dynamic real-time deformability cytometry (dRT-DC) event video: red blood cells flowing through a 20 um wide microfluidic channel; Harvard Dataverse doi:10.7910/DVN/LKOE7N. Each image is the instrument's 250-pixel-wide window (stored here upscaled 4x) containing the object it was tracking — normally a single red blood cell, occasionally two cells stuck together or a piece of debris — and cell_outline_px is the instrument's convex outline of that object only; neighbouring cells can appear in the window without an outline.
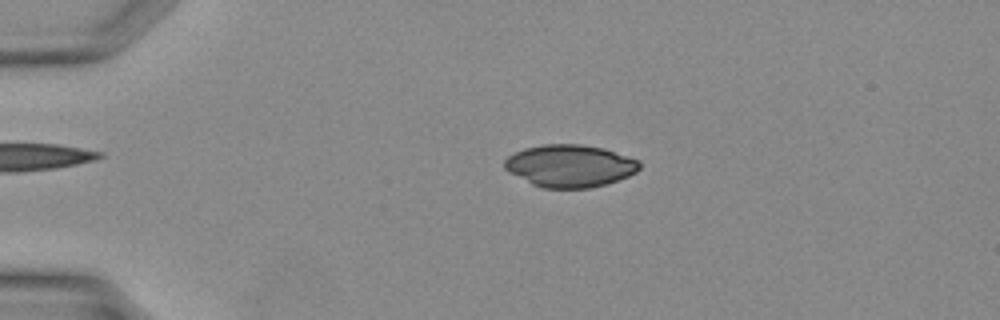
{"species": "Egyptian fruit bat (a non-hibernating species)", "species_latin": "Rousettus aegyptiacus", "temperature_condition": "warm", "stored_images_in_passage": 8, "camera_frame_rate_fps": 3000, "um_per_image_px": 0.085, "animal": {"sex": "female"}, "frame": {"image": 1, "passage_image": 5, "time_ms": 1.333, "image_size_px": [1000, 320], "cell_outline_px": [[640, 168], [636, 172], [628, 176], [604, 184], [588, 188], [544, 188], [532, 184], [508, 172], [504, 168], [504, 160], [508, 156], [524, 148], [544, 144], [580, 144], [604, 148], [640, 160]], "centroid_in_image_um": [48.43, 14.09], "position_along_channel_um": 36.6, "area_um2": 33.29}}